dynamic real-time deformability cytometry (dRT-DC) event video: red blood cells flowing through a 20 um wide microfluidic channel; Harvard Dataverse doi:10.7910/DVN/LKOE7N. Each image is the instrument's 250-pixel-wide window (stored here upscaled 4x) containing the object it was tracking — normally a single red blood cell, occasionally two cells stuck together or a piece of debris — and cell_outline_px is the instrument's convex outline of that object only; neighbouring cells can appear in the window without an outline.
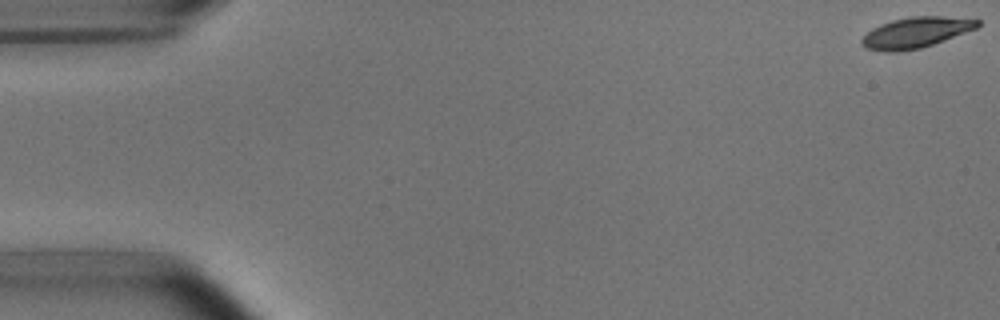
{"species": "common noctule bat (a hibernating species)", "species_latin": "Nyctalus noctula", "temperature_condition": "room temperature", "stored_images_in_passage": 53, "camera_frame_rate_fps": 3000, "um_per_image_px": 0.085, "animal": {"sex": "male", "body_mass_g": 15.6}, "frame": {"image": 1, "passage_image": 1, "time_ms": 0.0, "image_size_px": [1000, 320], "cell_outline_px": [[980, 24], [976, 28], [944, 40], [920, 48], [896, 52], [884, 52], [864, 48], [860, 44], [860, 40], [872, 28], [880, 24], [892, 20], [908, 16], [940, 16], [980, 20]], "centroid_in_image_um": [77.78, 2.77], "position_along_channel_um": 7.2, "area_um2": 20.63}}
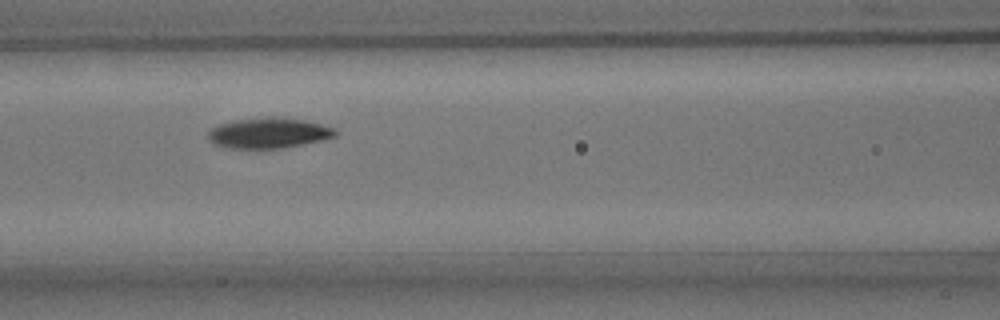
{"frame": {"image": 2, "passage_image": 23, "time_ms": 7.333, "image_size_px": [1000, 320], "cell_outline_px": [[336, 136], [320, 140], [284, 148], [228, 148], [216, 144], [208, 140], [208, 132], [212, 128], [220, 124], [236, 120], [268, 116], [304, 120], [336, 128]], "centroid_in_image_um": [22.83, 11.3], "position_along_channel_um": 143.8, "area_um2": 22.37}}
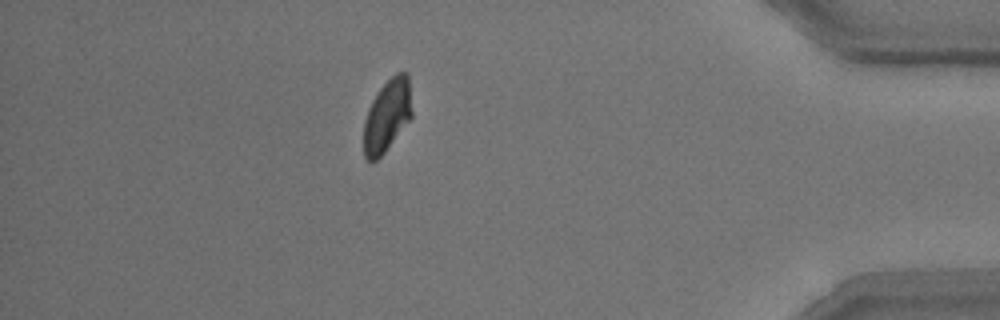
{"frame": {"image": 3, "passage_image": 47, "time_ms": 15.333, "image_size_px": [1000, 320], "cell_outline_px": [[412, 116], [384, 152], [376, 160], [368, 160], [364, 156], [364, 120], [368, 108], [372, 100], [380, 88], [396, 72], [408, 72], [412, 112]], "centroid_in_image_um": [32.9, 9.79], "position_along_channel_um": 402.3, "area_um2": 20.06}, "authors_computed_cell_mechanics": {"area_um2": 21.4438, "velocity_mm_per_s": 3.7722, "shape_relaxation_time_tau1_ms": 2.1263, "shape_relaxation_time_tau2_ms": 2.4993, "deformation_change_tau1": 0.1103, "deformation_change_tau2": 0.0539}}